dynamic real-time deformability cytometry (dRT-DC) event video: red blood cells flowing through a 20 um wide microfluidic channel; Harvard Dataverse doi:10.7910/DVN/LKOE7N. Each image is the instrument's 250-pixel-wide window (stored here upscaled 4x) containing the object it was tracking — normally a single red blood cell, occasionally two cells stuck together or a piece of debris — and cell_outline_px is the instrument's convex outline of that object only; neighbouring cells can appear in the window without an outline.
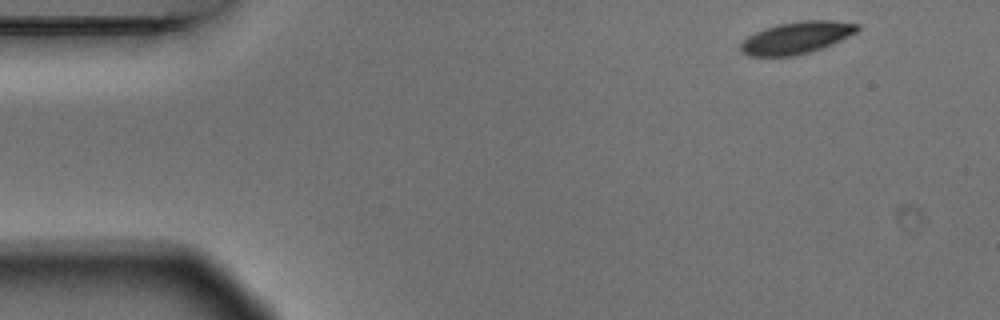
{"species": "Egyptian fruit bat (a non-hibernating species)", "species_latin": "Rousettus aegyptiacus", "temperature_condition": "warm", "stored_images_in_passage": 3, "camera_frame_rate_fps": 3000, "um_per_image_px": 0.085, "animal": {"sex": "male"}, "frame": {"image": 1, "passage_image": 1, "time_ms": 0.0, "image_size_px": [1000, 320], "cell_outline_px": [[860, 28], [856, 32], [832, 44], [812, 52], [796, 56], [748, 56], [740, 52], [740, 44], [748, 36], [764, 28], [776, 24], [800, 20], [832, 20], [860, 24]], "centroid_in_image_um": [67.69, 3.2], "position_along_channel_um": 17.3, "area_um2": 22.02}}
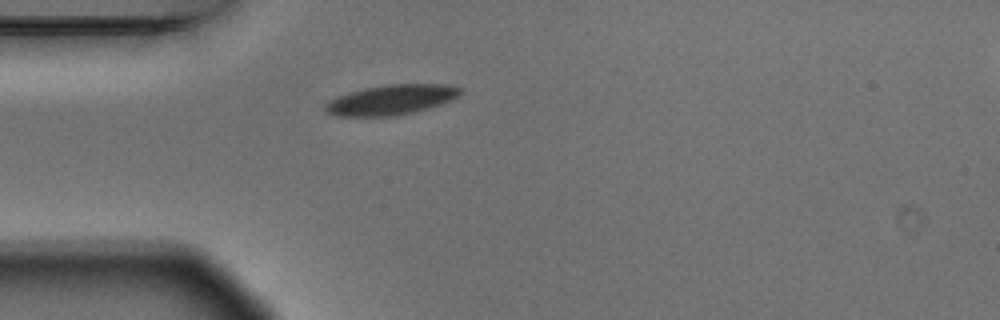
{"frame": {"image": 2, "passage_image": 3, "time_ms": 0.667, "image_size_px": [1000, 320], "cell_outline_px": [[460, 92], [456, 96], [440, 104], [428, 108], [396, 116], [336, 116], [328, 112], [324, 108], [324, 104], [328, 100], [336, 96], [348, 92], [364, 88], [388, 84], [444, 84], [460, 88]], "centroid_in_image_um": [33.16, 8.48], "position_along_channel_um": 51.8, "area_um2": 23.41}}